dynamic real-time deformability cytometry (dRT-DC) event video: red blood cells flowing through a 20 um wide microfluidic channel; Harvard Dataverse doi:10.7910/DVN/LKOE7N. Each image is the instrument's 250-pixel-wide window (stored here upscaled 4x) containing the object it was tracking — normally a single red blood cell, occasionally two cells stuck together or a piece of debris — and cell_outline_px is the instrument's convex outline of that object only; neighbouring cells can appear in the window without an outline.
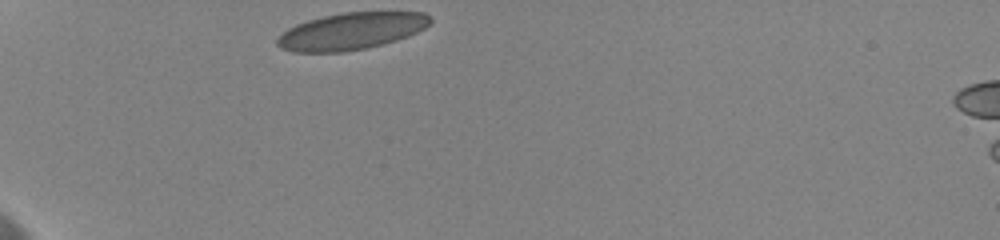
{"species": "human", "species_latin": "Homo sapiens", "temperature_condition": "cold", "stored_images_in_passage": 12, "camera_frame_rate_fps": 3000, "um_per_image_px": 0.085, "donor": {"sex": "female"}, "frame": {"image": 1, "passage_image": 1, "time_ms": 0.0, "image_size_px": [1000, 240], "cell_outline_px": [[432, 20], [424, 28], [416, 32], [396, 40], [368, 48], [344, 52], [292, 52], [280, 48], [276, 44], [276, 40], [288, 28], [296, 24], [308, 20], [340, 12], [424, 12], [432, 16]], "centroid_in_image_um": [29.85, 2.65], "position_along_channel_um": 55.2, "area_um2": 32.95}}